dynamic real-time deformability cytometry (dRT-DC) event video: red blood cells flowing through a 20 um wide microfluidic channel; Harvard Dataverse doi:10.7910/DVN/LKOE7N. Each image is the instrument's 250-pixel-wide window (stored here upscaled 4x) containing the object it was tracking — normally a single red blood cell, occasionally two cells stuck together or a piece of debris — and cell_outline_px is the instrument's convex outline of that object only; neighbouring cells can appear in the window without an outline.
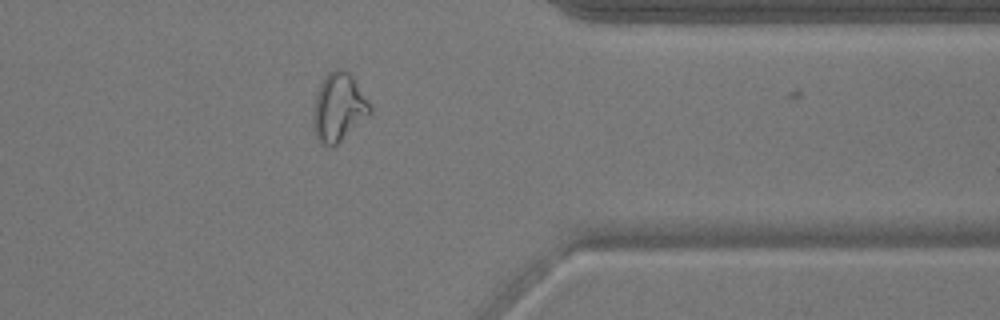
{"species": "common noctule bat (a hibernating species)", "species_latin": "Nyctalus noctula", "temperature_condition": "warm", "stored_images_in_passage": 43, "camera_frame_rate_fps": 3000, "um_per_image_px": 0.085, "animal": {"sex": "male", "body_mass_g": 17.9}, "frame": {"image": 1, "passage_image": 42, "time_ms": 13.667, "image_size_px": [1000, 320], "cell_outline_px": [[372, 112], [332, 148], [328, 148], [320, 144], [316, 136], [312, 120], [312, 112], [316, 92], [320, 84], [328, 72], [336, 68], [344, 68], [352, 76], [368, 100], [372, 108]], "centroid_in_image_um": [28.75, 9.13], "position_along_channel_um": 382.6, "area_um2": 22.72}}